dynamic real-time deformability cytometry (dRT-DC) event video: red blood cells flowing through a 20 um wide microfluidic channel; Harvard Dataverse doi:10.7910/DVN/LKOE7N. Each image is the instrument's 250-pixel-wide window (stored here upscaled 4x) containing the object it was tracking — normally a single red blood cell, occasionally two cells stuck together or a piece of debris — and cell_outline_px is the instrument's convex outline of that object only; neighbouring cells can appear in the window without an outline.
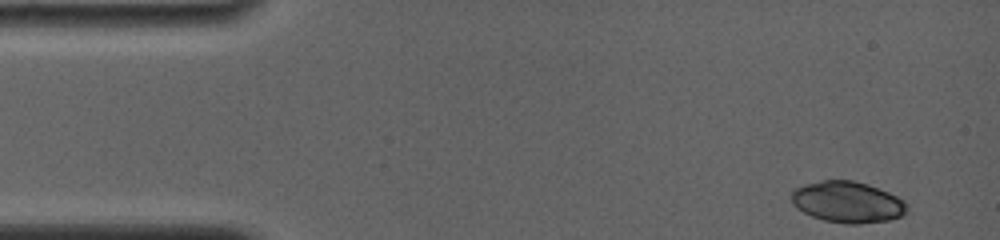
{"species": "common noctule bat (a hibernating species)", "species_latin": "Nyctalus noctula", "temperature_condition": "room temperature", "stored_images_in_passage": 10, "camera_frame_rate_fps": 4000, "um_per_image_px": 0.085, "animal": {"sex": "female", "body_mass_g": 19.0, "forearm_length_mm": 56.7}, "frame": {"image": 1, "passage_image": 1, "time_ms": 0.0, "image_size_px": [1000, 240], "cell_outline_px": [[908, 212], [904, 216], [888, 220], [856, 224], [848, 224], [824, 220], [812, 216], [796, 208], [792, 204], [792, 192], [796, 188], [804, 184], [820, 180], [852, 180], [868, 184], [888, 192], [904, 200]], "centroid_in_image_um": [72.05, 17.17], "position_along_channel_um": 13.0, "area_um2": 27.8}}
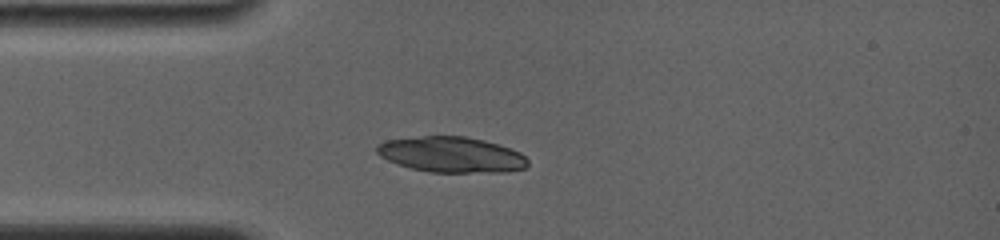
{"frame": {"image": 2, "passage_image": 10, "time_ms": 3.25, "image_size_px": [1000, 240], "cell_outline_px": [[528, 164], [524, 168], [504, 172], [428, 172], [412, 168], [388, 160], [380, 156], [376, 152], [376, 144], [388, 140], [424, 136], [464, 136], [484, 140], [520, 152], [528, 160]], "centroid_in_image_um": [38.36, 13.14], "position_along_channel_um": 46.6, "area_um2": 31.04}}